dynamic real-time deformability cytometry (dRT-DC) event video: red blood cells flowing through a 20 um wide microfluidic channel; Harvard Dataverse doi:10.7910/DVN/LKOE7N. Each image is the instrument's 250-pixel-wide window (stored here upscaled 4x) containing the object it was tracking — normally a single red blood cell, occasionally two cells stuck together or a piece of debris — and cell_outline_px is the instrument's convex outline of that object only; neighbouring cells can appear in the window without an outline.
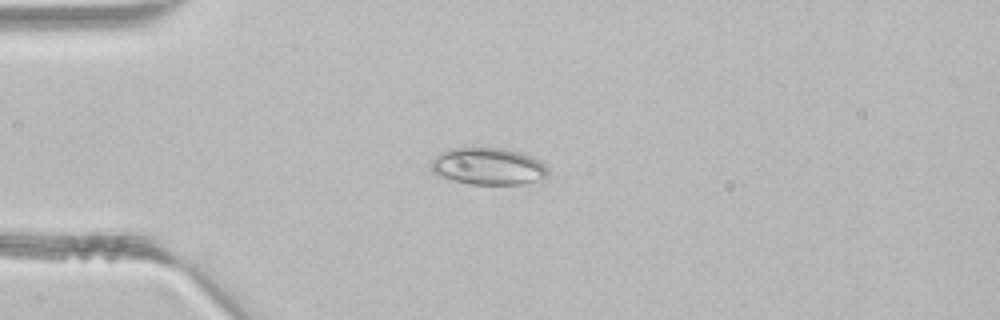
{"species": "common noctule bat (a hibernating species)", "species_latin": "Nyctalus noctula", "temperature_condition": "room temperature", "stored_images_in_passage": 1, "camera_frame_rate_fps": 3000, "um_per_image_px": 0.085, "animal": {"sex": "male", "body_mass_g": 21.5, "forearm_length_mm": 52.0}, "frame": {"image": 1, "passage_image": 1, "time_ms": 0.0, "image_size_px": [1000, 320], "cell_outline_px": [[548, 176], [540, 180], [520, 184], [472, 184], [452, 180], [440, 176], [432, 172], [432, 160], [440, 152], [452, 148], [508, 148], [532, 156], [540, 160], [548, 168]], "centroid_in_image_um": [41.53, 14.13], "position_along_channel_um": 43.5, "area_um2": 25.32}}